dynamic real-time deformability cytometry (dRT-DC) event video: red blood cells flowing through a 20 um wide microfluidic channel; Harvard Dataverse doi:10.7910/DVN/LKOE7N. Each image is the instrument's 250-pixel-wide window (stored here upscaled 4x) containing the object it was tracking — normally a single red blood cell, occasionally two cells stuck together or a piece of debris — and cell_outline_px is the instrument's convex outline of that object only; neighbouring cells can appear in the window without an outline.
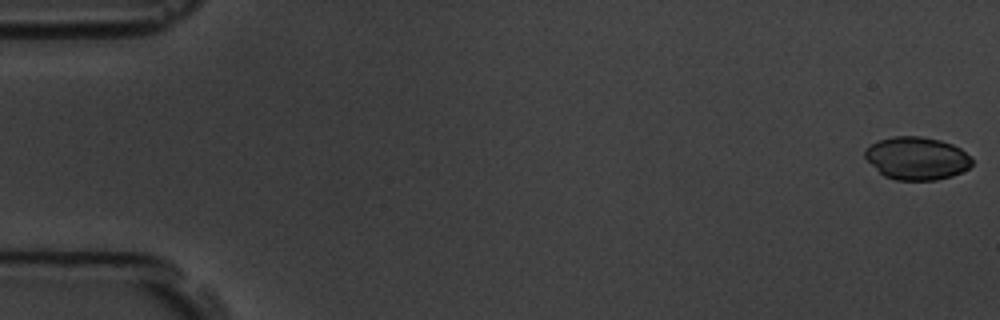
{"species": "common noctule bat (a hibernating species)", "species_latin": "Nyctalus noctula", "temperature_condition": "room temperature", "stored_images_in_passage": 5, "camera_frame_rate_fps": 3000, "um_per_image_px": 0.085, "animal": {"sex": "male", "body_mass_g": 19.5, "forearm_length_mm": 54.6}, "frame": {"image": 1, "passage_image": 1, "time_ms": 0.0, "image_size_px": [1000, 320], "cell_outline_px": [[972, 164], [968, 168], [952, 176], [936, 180], [896, 180], [884, 176], [864, 156], [864, 152], [872, 144], [880, 140], [892, 136], [920, 136], [940, 140], [952, 144], [960, 148], [972, 160]], "centroid_in_image_um": [77.93, 13.45], "position_along_channel_um": 7.1, "area_um2": 26.41}}
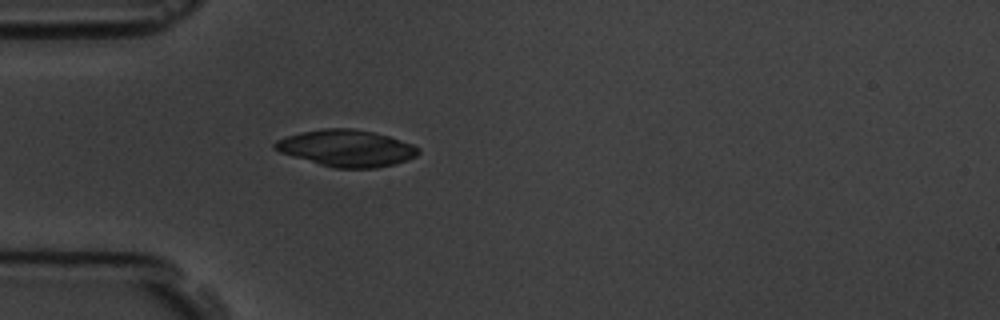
{"frame": {"image": 2, "passage_image": 5, "time_ms": 5.333, "image_size_px": [1000, 320], "cell_outline_px": [[420, 152], [416, 156], [392, 164], [376, 168], [332, 168], [280, 152], [272, 148], [272, 144], [276, 140], [300, 132], [324, 128], [352, 128], [372, 132], [388, 136], [412, 144], [420, 148]], "centroid_in_image_um": [29.42, 12.59], "position_along_channel_um": 55.6, "area_um2": 30.46}}